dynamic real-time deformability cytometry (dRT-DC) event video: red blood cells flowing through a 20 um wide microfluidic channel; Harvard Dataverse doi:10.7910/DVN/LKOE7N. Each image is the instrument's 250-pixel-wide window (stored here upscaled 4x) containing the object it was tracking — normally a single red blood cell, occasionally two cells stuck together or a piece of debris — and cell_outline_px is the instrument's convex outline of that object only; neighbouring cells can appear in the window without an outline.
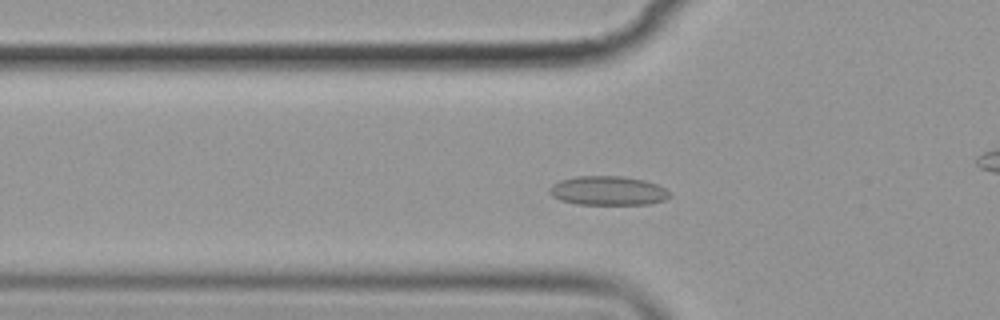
{"species": "common noctule bat (a hibernating species)", "species_latin": "Nyctalus noctula", "temperature_condition": "cold", "stored_images_in_passage": 55, "camera_frame_rate_fps": 3000, "um_per_image_px": 0.085, "animal": {"sex": "female", "body_mass_g": 19.9}, "frame": {"image": 1, "passage_image": 16, "time_ms": 5.0, "image_size_px": [1000, 320], "cell_outline_px": [[672, 196], [664, 200], [648, 204], [576, 204], [560, 200], [552, 196], [548, 192], [552, 184], [560, 180], [576, 176], [620, 176], [644, 180], [656, 184], [672, 192]], "centroid_in_image_um": [51.68, 16.21], "position_along_channel_um": 74.1, "area_um2": 20.46}}
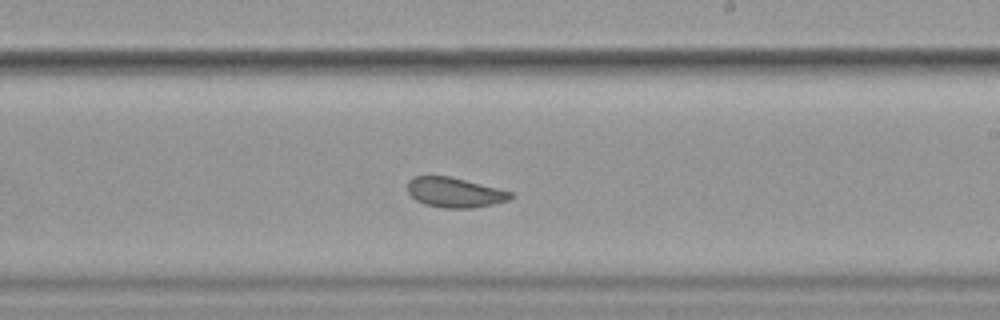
{"frame": {"image": 2, "passage_image": 31, "time_ms": 10.0, "image_size_px": [1000, 320], "cell_outline_px": [[516, 196], [508, 200], [492, 204], [472, 208], [444, 208], [424, 204], [416, 200], [408, 192], [408, 180], [412, 176], [448, 176], [512, 192]], "centroid_in_image_um": [38.63, 16.36], "position_along_channel_um": 250.4, "area_um2": 17.8}}
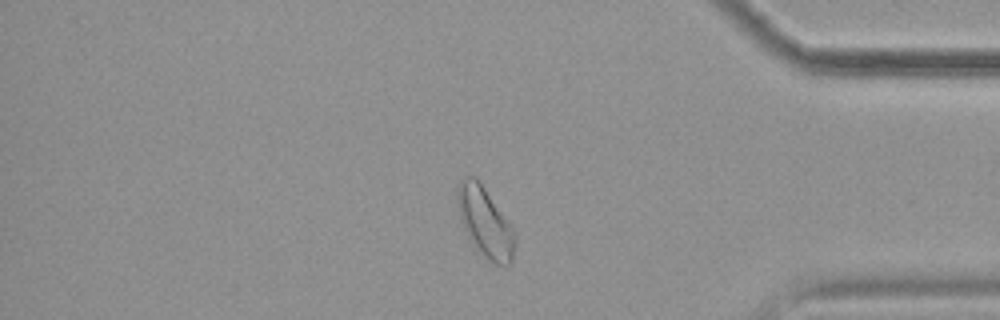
{"frame": {"image": 3, "passage_image": 45, "time_ms": 14.667, "image_size_px": [1000, 320], "cell_outline_px": [[516, 244], [512, 260], [508, 268], [496, 264], [488, 260], [484, 256], [468, 236], [460, 220], [456, 204], [456, 188], [460, 180], [468, 176], [476, 176], [480, 180], [516, 232]], "centroid_in_image_um": [41.24, 18.86], "position_along_channel_um": 394.0, "area_um2": 23.81}, "authors_computed_cell_mechanics": {"area_um2": 20.3456, "velocity_mm_per_s": 3.5314, "shape_relaxation_time_tau1_ms": null, "shape_relaxation_time_tau2_ms": 3.1017, "deformation_change_tau1": null, "deformation_change_tau2": 0.0619}}